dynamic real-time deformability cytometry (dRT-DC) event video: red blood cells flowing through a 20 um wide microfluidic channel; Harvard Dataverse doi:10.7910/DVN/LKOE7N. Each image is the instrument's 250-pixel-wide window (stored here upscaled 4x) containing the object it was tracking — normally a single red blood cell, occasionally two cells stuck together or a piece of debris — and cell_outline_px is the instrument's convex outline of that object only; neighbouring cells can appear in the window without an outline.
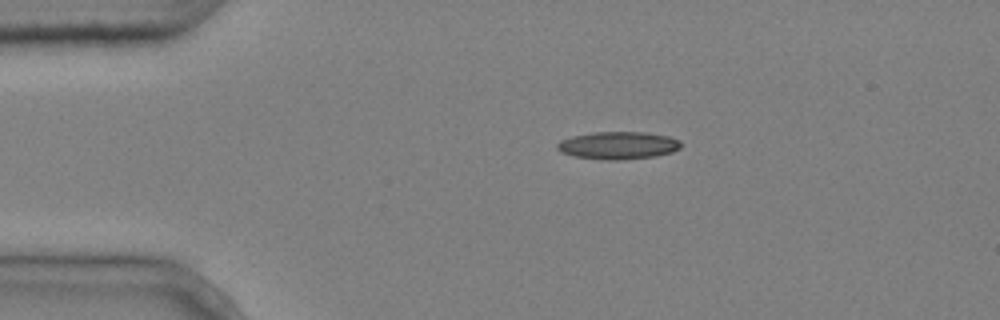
{"species": "common noctule bat (a hibernating species)", "species_latin": "Nyctalus noctula", "temperature_condition": "cold", "stored_images_in_passage": 4, "camera_frame_rate_fps": 3000, "um_per_image_px": 0.085, "animal": {"sex": "male", "body_mass_g": 20.4}, "frame": {"image": 1, "passage_image": 1, "time_ms": 0.0, "image_size_px": [1000, 320], "cell_outline_px": [[684, 144], [680, 148], [672, 152], [656, 156], [620, 160], [604, 160], [576, 156], [560, 152], [556, 148], [556, 144], [560, 140], [572, 136], [596, 132], [644, 132], [668, 136], [680, 140]], "centroid_in_image_um": [52.56, 12.36], "position_along_channel_um": 32.4, "area_um2": 20.0}}
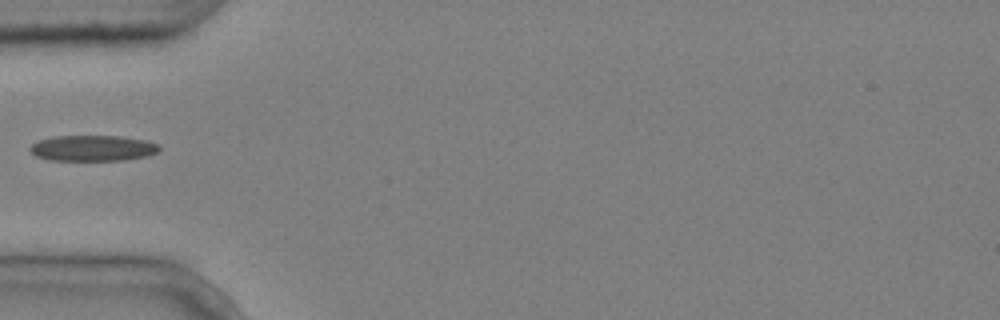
{"frame": {"image": 2, "passage_image": 3, "time_ms": 0.667, "image_size_px": [1000, 320], "cell_outline_px": [[160, 148], [156, 152], [148, 156], [124, 160], [48, 160], [36, 156], [28, 148], [36, 140], [52, 136], [120, 136], [148, 140], [160, 144]], "centroid_in_image_um": [7.88, 12.58], "position_along_channel_um": 77.1, "area_um2": 19.65}}